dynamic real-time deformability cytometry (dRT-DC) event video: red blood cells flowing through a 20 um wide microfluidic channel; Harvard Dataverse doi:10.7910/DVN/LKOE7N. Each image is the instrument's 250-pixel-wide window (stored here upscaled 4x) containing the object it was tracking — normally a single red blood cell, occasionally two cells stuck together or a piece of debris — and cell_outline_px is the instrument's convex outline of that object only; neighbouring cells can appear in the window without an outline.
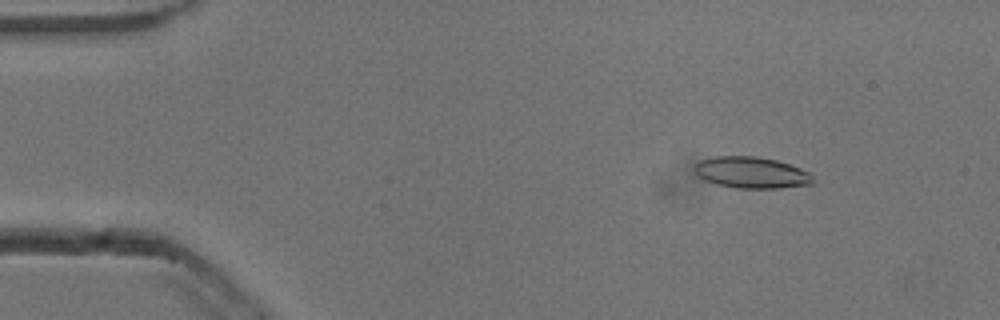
{"species": "common noctule bat (a hibernating species)", "species_latin": "Nyctalus noctula", "temperature_condition": "cold", "stored_images_in_passage": 53, "camera_frame_rate_fps": 3000, "um_per_image_px": 0.085, "animal": {"sex": "male", "body_mass_g": 13.3}, "frame": {"image": 1, "passage_image": 7, "time_ms": 2.0, "image_size_px": [1000, 320], "cell_outline_px": [[812, 184], [780, 188], [736, 188], [716, 184], [704, 180], [696, 176], [692, 168], [700, 160], [712, 156], [756, 156], [776, 160], [812, 172]], "centroid_in_image_um": [63.83, 14.66], "position_along_channel_um": 21.2, "area_um2": 21.91}}
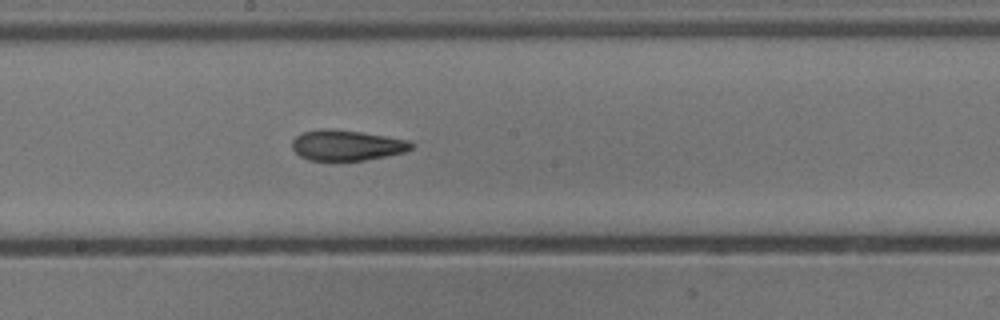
{"frame": {"image": 2, "passage_image": 29, "time_ms": 9.333, "image_size_px": [1000, 320], "cell_outline_px": [[416, 144], [412, 148], [404, 152], [364, 160], [308, 160], [300, 156], [292, 148], [292, 140], [296, 136], [304, 132], [320, 128], [328, 128], [360, 132], [408, 140]], "centroid_in_image_um": [29.45, 12.34], "position_along_channel_um": 218.7, "area_um2": 21.04}}
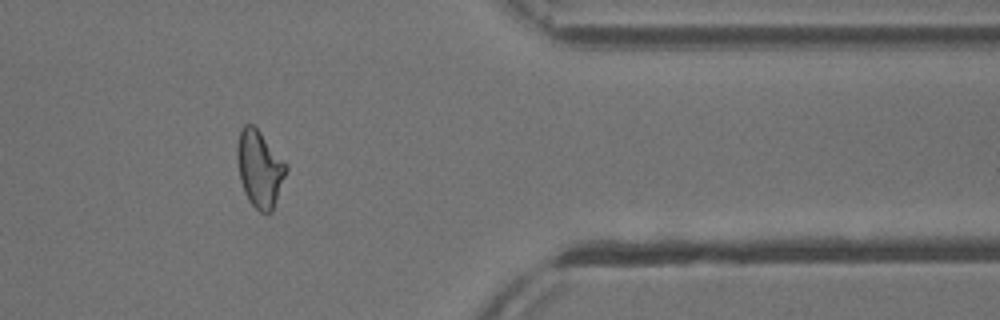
{"frame": {"image": 3, "passage_image": 44, "time_ms": 14.333, "image_size_px": [1000, 320], "cell_outline_px": [[288, 168], [272, 212], [260, 212], [248, 200], [244, 192], [240, 180], [236, 156], [236, 144], [240, 128], [244, 124], [252, 124], [260, 132], [288, 164]], "centroid_in_image_um": [22.05, 14.32], "position_along_channel_um": 389.3, "area_um2": 22.02}, "authors_computed_cell_mechanics": {"area_um2": 21.6172, "velocity_mm_per_s": 3.85, "shape_relaxation_time_tau1_ms": 10.8363, "shape_relaxation_time_tau2_ms": 2.837, "deformation_change_tau1": 0.228, "deformation_change_tau2": 0.1095}}